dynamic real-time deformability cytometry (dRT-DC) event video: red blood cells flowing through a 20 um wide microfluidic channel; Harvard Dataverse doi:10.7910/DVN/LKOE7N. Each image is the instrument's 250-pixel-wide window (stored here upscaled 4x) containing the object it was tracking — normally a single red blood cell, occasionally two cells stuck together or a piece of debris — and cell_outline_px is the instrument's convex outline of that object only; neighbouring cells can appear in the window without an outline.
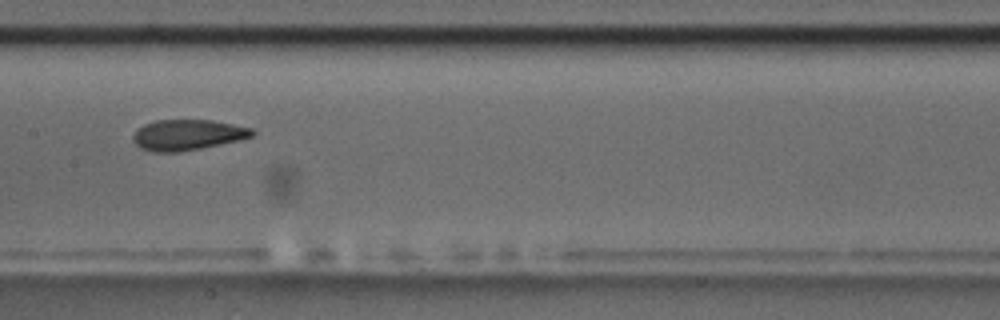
{"species": "common noctule bat (a hibernating species)", "species_latin": "Nyctalus noctula", "temperature_condition": "room temperature", "stored_images_in_passage": 13, "camera_frame_rate_fps": 3000, "um_per_image_px": 0.085, "animal": {"sex": "male", "body_mass_g": 17.5, "forearm_length_mm": 52.3}, "frame": {"image": 1, "passage_image": 8, "time_ms": 9.333, "image_size_px": [1000, 320], "cell_outline_px": [[256, 132], [252, 136], [240, 140], [180, 152], [152, 152], [140, 148], [132, 140], [132, 136], [136, 128], [144, 124], [156, 120], [212, 120], [252, 128]], "centroid_in_image_um": [15.9, 11.46], "position_along_channel_um": 191.5, "area_um2": 21.39}}
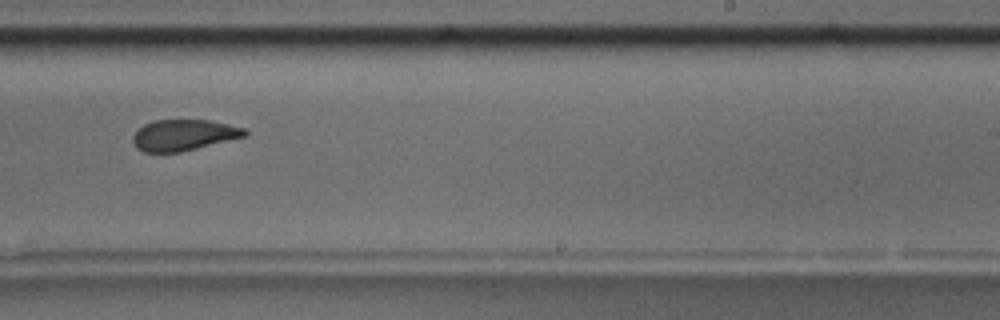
{"frame": {"image": 2, "passage_image": 10, "time_ms": 11.667, "image_size_px": [1000, 320], "cell_outline_px": [[248, 136], [180, 152], [144, 152], [136, 148], [132, 140], [132, 136], [144, 124], [152, 120], [208, 120], [248, 128]], "centroid_in_image_um": [15.65, 11.48], "position_along_channel_um": 273.4, "area_um2": 20.4}, "authors_computed_cell_mechanics": {"area_um2": 20.9236, "velocity_mm_per_s": 3.5231, "shape_relaxation_time_tau1_ms": 6.1753, "shape_relaxation_time_tau2_ms": 1.8191, "deformation_change_tau1": 0.1411, "deformation_change_tau2": 0.0651}}